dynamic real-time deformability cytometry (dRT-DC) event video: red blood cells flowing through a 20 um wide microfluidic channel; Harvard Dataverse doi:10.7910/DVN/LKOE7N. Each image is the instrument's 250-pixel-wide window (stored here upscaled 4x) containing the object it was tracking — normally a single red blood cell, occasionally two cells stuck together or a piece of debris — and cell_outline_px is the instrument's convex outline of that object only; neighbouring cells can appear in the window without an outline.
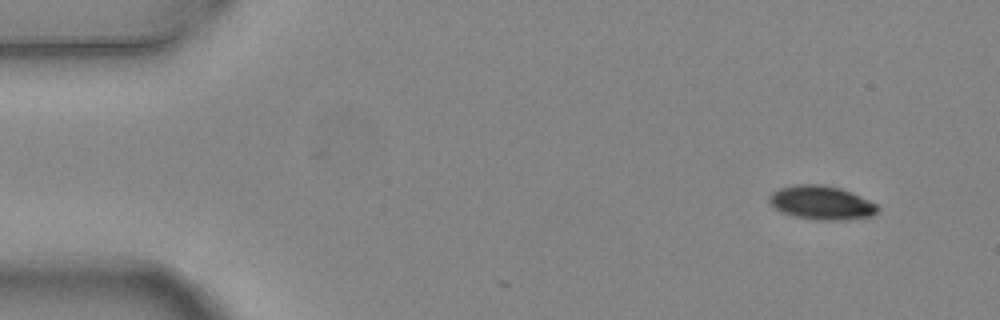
{"species": "common noctule bat (a hibernating species)", "species_latin": "Nyctalus noctula", "temperature_condition": "warm", "stored_images_in_passage": 3, "camera_frame_rate_fps": 3000, "um_per_image_px": 0.085, "animal": {"sex": "female", "body_mass_g": 24.6, "forearm_length_mm": 56.2}, "frame": {"image": 1, "passage_image": 1, "time_ms": 0.0, "image_size_px": [1000, 320], "cell_outline_px": [[880, 208], [872, 216], [836, 220], [816, 220], [796, 216], [784, 212], [776, 208], [768, 200], [768, 196], [772, 192], [780, 188], [796, 184], [820, 184], [840, 188], [868, 200], [876, 204]], "centroid_in_image_um": [69.81, 17.22], "position_along_channel_um": 15.2, "area_um2": 20.98}}